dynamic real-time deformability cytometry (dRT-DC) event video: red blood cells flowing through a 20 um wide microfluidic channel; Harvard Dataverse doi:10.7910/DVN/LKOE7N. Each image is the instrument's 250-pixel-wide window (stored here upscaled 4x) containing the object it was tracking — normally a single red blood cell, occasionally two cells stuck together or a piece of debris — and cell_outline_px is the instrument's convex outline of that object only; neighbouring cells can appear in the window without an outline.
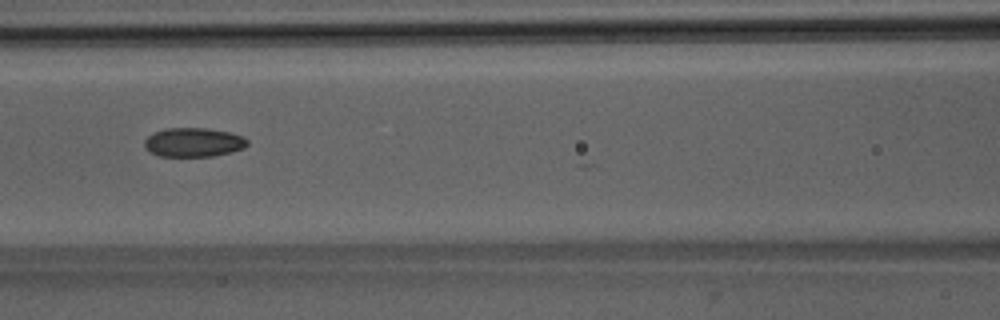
{"species": "Egyptian fruit bat (a non-hibernating species)", "species_latin": "Rousettus aegyptiacus", "temperature_condition": "room temperature", "stored_images_in_passage": 30, "camera_frame_rate_fps": 3000, "um_per_image_px": 0.085, "animal": {"sex": "male"}, "frame": {"image": 1, "passage_image": 21, "time_ms": 6.667, "image_size_px": [1000, 320], "cell_outline_px": [[248, 144], [244, 148], [232, 152], [212, 156], [160, 156], [148, 152], [144, 148], [144, 140], [148, 136], [164, 128], [204, 128], [228, 132], [244, 136], [248, 140]], "centroid_in_image_um": [16.44, 12.1], "position_along_channel_um": 150.2, "area_um2": 17.51}}